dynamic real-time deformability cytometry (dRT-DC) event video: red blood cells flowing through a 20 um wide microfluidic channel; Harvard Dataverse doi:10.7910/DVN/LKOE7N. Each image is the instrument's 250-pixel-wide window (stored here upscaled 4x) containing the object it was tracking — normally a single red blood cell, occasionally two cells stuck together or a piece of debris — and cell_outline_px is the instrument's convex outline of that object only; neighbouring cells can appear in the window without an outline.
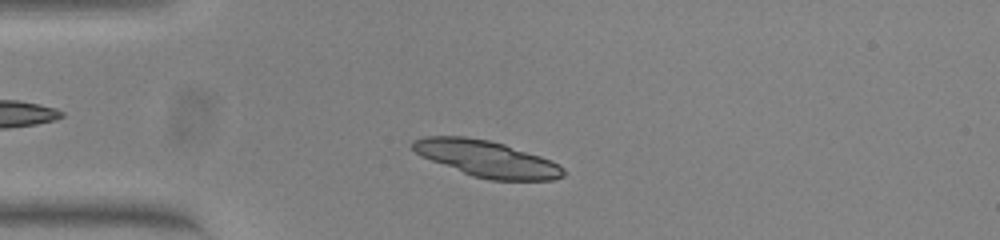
{"species": "common noctule bat (a hibernating species)", "species_latin": "Nyctalus noctula", "temperature_condition": "warm", "stored_images_in_passage": 47, "camera_frame_rate_fps": 3000, "um_per_image_px": 0.085, "animal": {"sex": "female", "body_mass_g": 23.0, "forearm_length_mm": 53.4}, "frame": {"image": 1, "passage_image": 7, "time_ms": 2.0, "image_size_px": [1000, 240], "cell_outline_px": [[564, 176], [552, 180], [492, 180], [472, 176], [420, 156], [412, 148], [412, 140], [428, 136], [464, 136], [488, 140], [504, 144], [540, 156], [560, 164], [564, 168]], "centroid_in_image_um": [41.37, 13.49], "position_along_channel_um": 43.6, "area_um2": 31.73}}